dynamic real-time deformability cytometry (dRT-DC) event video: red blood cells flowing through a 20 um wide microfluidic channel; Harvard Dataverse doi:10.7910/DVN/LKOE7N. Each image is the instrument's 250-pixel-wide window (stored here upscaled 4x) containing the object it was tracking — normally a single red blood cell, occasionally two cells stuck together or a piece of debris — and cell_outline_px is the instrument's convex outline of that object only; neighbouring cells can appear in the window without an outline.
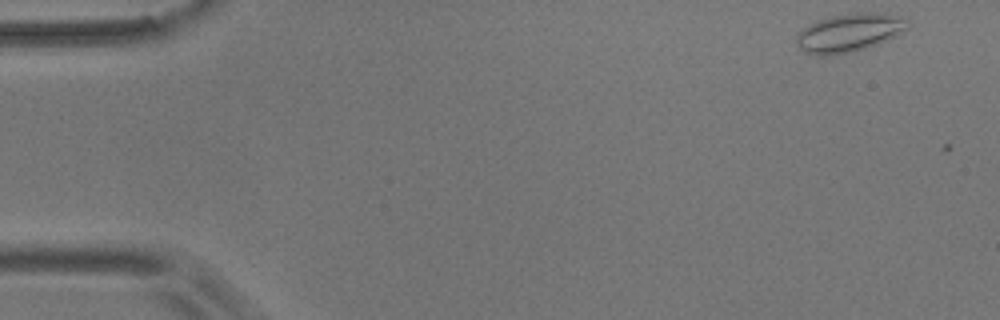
{"species": "common noctule bat (a hibernating species)", "species_latin": "Nyctalus noctula", "temperature_condition": "room temperature", "stored_images_in_passage": 3, "camera_frame_rate_fps": 3000, "um_per_image_px": 0.085, "animal": {"sex": "male", "body_mass_g": 17.9}, "frame": {"image": 1, "passage_image": 2, "time_ms": 0.333, "image_size_px": [1000, 320], "cell_outline_px": [[908, 28], [876, 44], [852, 52], [828, 56], [816, 56], [804, 52], [796, 44], [796, 32], [820, 20], [832, 16], [864, 12], [876, 12], [900, 16], [908, 20]], "centroid_in_image_um": [72.13, 2.79], "position_along_channel_um": 12.9, "area_um2": 24.51}}